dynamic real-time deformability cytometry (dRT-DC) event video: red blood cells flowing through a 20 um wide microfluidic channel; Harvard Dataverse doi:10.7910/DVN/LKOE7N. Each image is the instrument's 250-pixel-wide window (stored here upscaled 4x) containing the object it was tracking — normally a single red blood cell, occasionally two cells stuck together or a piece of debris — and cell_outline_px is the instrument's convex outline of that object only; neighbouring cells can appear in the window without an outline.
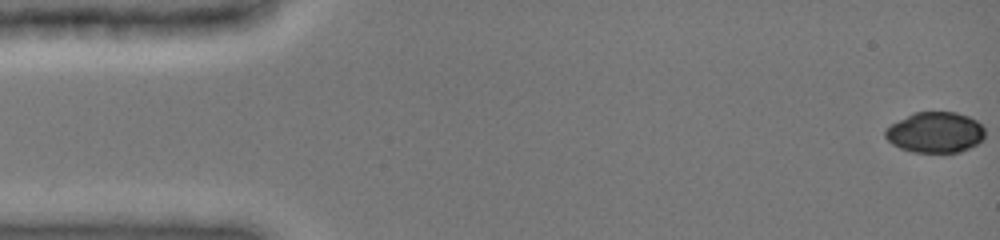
{"species": "common noctule bat (a hibernating species)", "species_latin": "Nyctalus noctula", "temperature_condition": "cold", "stored_images_in_passage": 49, "camera_frame_rate_fps": 3000, "um_per_image_px": 0.085, "animal": {"sex": "female", "body_mass_g": 19.0, "forearm_length_mm": 51.5}, "frame": {"image": 1, "passage_image": 1, "time_ms": 0.0, "image_size_px": [1000, 240], "cell_outline_px": [[984, 140], [960, 152], [912, 152], [900, 148], [892, 144], [884, 136], [884, 128], [912, 112], [956, 112], [968, 116], [976, 120], [984, 128]], "centroid_in_image_um": [79.47, 11.25], "position_along_channel_um": 5.5, "area_um2": 23.81}}
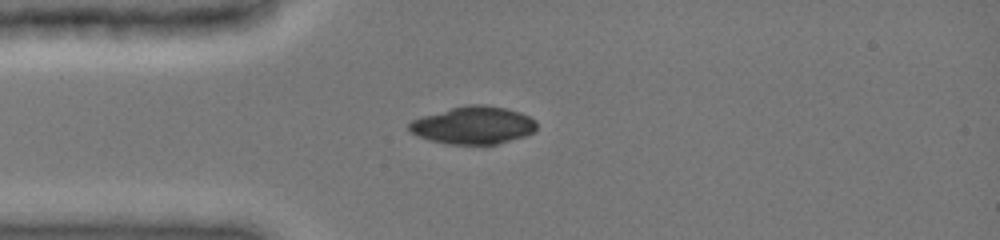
{"frame": {"image": 2, "passage_image": 32, "time_ms": 4.0, "image_size_px": [1000, 240], "cell_outline_px": [[536, 128], [532, 132], [524, 136], [496, 144], [448, 144], [428, 140], [412, 132], [408, 128], [408, 124], [412, 120], [420, 116], [468, 104], [484, 104], [504, 108], [520, 112], [536, 120]], "centroid_in_image_um": [40.22, 10.64], "position_along_channel_um": 44.8, "area_um2": 27.8}}
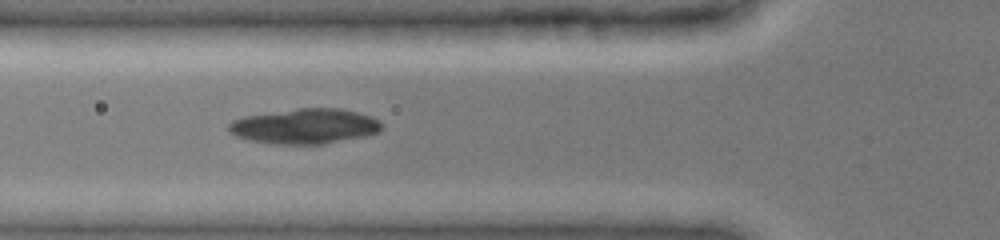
{"frame": {"image": 3, "passage_image": 45, "time_ms": 5.667, "image_size_px": [1000, 240], "cell_outline_px": [[384, 128], [380, 132], [364, 136], [324, 144], [268, 144], [248, 140], [236, 136], [228, 132], [228, 124], [232, 120], [244, 116], [296, 108], [340, 108], [372, 116], [380, 120], [384, 124]], "centroid_in_image_um": [25.92, 10.73], "position_along_channel_um": 99.9, "area_um2": 31.79}}